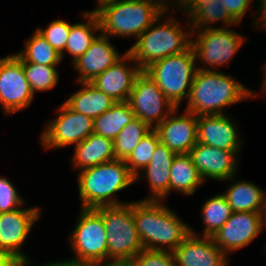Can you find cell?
<instances>
[{
    "label": "cell",
    "mask_w": 266,
    "mask_h": 266,
    "mask_svg": "<svg viewBox=\"0 0 266 266\" xmlns=\"http://www.w3.org/2000/svg\"><path fill=\"white\" fill-rule=\"evenodd\" d=\"M133 215L144 249L173 252L191 233V226L164 201H134Z\"/></svg>",
    "instance_id": "cell-1"
},
{
    "label": "cell",
    "mask_w": 266,
    "mask_h": 266,
    "mask_svg": "<svg viewBox=\"0 0 266 266\" xmlns=\"http://www.w3.org/2000/svg\"><path fill=\"white\" fill-rule=\"evenodd\" d=\"M257 96L258 93L251 91L231 75L216 70L198 69L184 110L196 116L222 115L226 114V107Z\"/></svg>",
    "instance_id": "cell-2"
},
{
    "label": "cell",
    "mask_w": 266,
    "mask_h": 266,
    "mask_svg": "<svg viewBox=\"0 0 266 266\" xmlns=\"http://www.w3.org/2000/svg\"><path fill=\"white\" fill-rule=\"evenodd\" d=\"M100 30L111 37L138 38L163 13L152 0H96Z\"/></svg>",
    "instance_id": "cell-3"
},
{
    "label": "cell",
    "mask_w": 266,
    "mask_h": 266,
    "mask_svg": "<svg viewBox=\"0 0 266 266\" xmlns=\"http://www.w3.org/2000/svg\"><path fill=\"white\" fill-rule=\"evenodd\" d=\"M81 208L122 205L116 193L136 183L124 160L116 159L84 169L77 173ZM125 202V203H124Z\"/></svg>",
    "instance_id": "cell-4"
},
{
    "label": "cell",
    "mask_w": 266,
    "mask_h": 266,
    "mask_svg": "<svg viewBox=\"0 0 266 266\" xmlns=\"http://www.w3.org/2000/svg\"><path fill=\"white\" fill-rule=\"evenodd\" d=\"M163 13L143 32L127 50L142 70L153 62L182 53L191 47L192 30L182 28L180 20ZM163 19V21H161ZM156 24V25H155ZM181 24V25H180Z\"/></svg>",
    "instance_id": "cell-5"
},
{
    "label": "cell",
    "mask_w": 266,
    "mask_h": 266,
    "mask_svg": "<svg viewBox=\"0 0 266 266\" xmlns=\"http://www.w3.org/2000/svg\"><path fill=\"white\" fill-rule=\"evenodd\" d=\"M196 56L192 47L153 62L144 71L155 81L167 99L176 108L185 97L188 100L191 85L198 70Z\"/></svg>",
    "instance_id": "cell-6"
},
{
    "label": "cell",
    "mask_w": 266,
    "mask_h": 266,
    "mask_svg": "<svg viewBox=\"0 0 266 266\" xmlns=\"http://www.w3.org/2000/svg\"><path fill=\"white\" fill-rule=\"evenodd\" d=\"M134 201L103 206L107 235V262L130 263L144 248L134 221Z\"/></svg>",
    "instance_id": "cell-7"
},
{
    "label": "cell",
    "mask_w": 266,
    "mask_h": 266,
    "mask_svg": "<svg viewBox=\"0 0 266 266\" xmlns=\"http://www.w3.org/2000/svg\"><path fill=\"white\" fill-rule=\"evenodd\" d=\"M74 230L69 235V243L75 256L67 259L79 263L107 262V235L103 222V206L83 209Z\"/></svg>",
    "instance_id": "cell-8"
},
{
    "label": "cell",
    "mask_w": 266,
    "mask_h": 266,
    "mask_svg": "<svg viewBox=\"0 0 266 266\" xmlns=\"http://www.w3.org/2000/svg\"><path fill=\"white\" fill-rule=\"evenodd\" d=\"M246 39L247 37L229 27L213 26L208 29L192 31L191 47L196 60L204 64V67L197 64V68L217 71V68L224 67L239 52Z\"/></svg>",
    "instance_id": "cell-9"
},
{
    "label": "cell",
    "mask_w": 266,
    "mask_h": 266,
    "mask_svg": "<svg viewBox=\"0 0 266 266\" xmlns=\"http://www.w3.org/2000/svg\"><path fill=\"white\" fill-rule=\"evenodd\" d=\"M94 120L69 108L64 102L40 135L43 148L57 149L79 144L93 133Z\"/></svg>",
    "instance_id": "cell-10"
},
{
    "label": "cell",
    "mask_w": 266,
    "mask_h": 266,
    "mask_svg": "<svg viewBox=\"0 0 266 266\" xmlns=\"http://www.w3.org/2000/svg\"><path fill=\"white\" fill-rule=\"evenodd\" d=\"M128 102L135 117L151 129H155L176 108L144 70L137 76Z\"/></svg>",
    "instance_id": "cell-11"
},
{
    "label": "cell",
    "mask_w": 266,
    "mask_h": 266,
    "mask_svg": "<svg viewBox=\"0 0 266 266\" xmlns=\"http://www.w3.org/2000/svg\"><path fill=\"white\" fill-rule=\"evenodd\" d=\"M34 93L23 71V62L15 55L0 58V105L5 115L28 108Z\"/></svg>",
    "instance_id": "cell-12"
},
{
    "label": "cell",
    "mask_w": 266,
    "mask_h": 266,
    "mask_svg": "<svg viewBox=\"0 0 266 266\" xmlns=\"http://www.w3.org/2000/svg\"><path fill=\"white\" fill-rule=\"evenodd\" d=\"M266 227V213L232 212L229 220L212 236L229 258L231 252L248 246Z\"/></svg>",
    "instance_id": "cell-13"
},
{
    "label": "cell",
    "mask_w": 266,
    "mask_h": 266,
    "mask_svg": "<svg viewBox=\"0 0 266 266\" xmlns=\"http://www.w3.org/2000/svg\"><path fill=\"white\" fill-rule=\"evenodd\" d=\"M22 207L14 211L0 213V249L12 253L25 266H31V259L22 251V246L42 213L38 206Z\"/></svg>",
    "instance_id": "cell-14"
},
{
    "label": "cell",
    "mask_w": 266,
    "mask_h": 266,
    "mask_svg": "<svg viewBox=\"0 0 266 266\" xmlns=\"http://www.w3.org/2000/svg\"><path fill=\"white\" fill-rule=\"evenodd\" d=\"M178 112L179 108H175L154 130L158 133L160 142L172 152L186 154L197 143L198 118L187 110L177 116Z\"/></svg>",
    "instance_id": "cell-15"
},
{
    "label": "cell",
    "mask_w": 266,
    "mask_h": 266,
    "mask_svg": "<svg viewBox=\"0 0 266 266\" xmlns=\"http://www.w3.org/2000/svg\"><path fill=\"white\" fill-rule=\"evenodd\" d=\"M189 154L204 182L207 178L224 182L238 173L239 158L233 151L197 142Z\"/></svg>",
    "instance_id": "cell-16"
},
{
    "label": "cell",
    "mask_w": 266,
    "mask_h": 266,
    "mask_svg": "<svg viewBox=\"0 0 266 266\" xmlns=\"http://www.w3.org/2000/svg\"><path fill=\"white\" fill-rule=\"evenodd\" d=\"M141 72L140 66L126 50L120 60L97 75L91 83L115 102L128 101L135 80Z\"/></svg>",
    "instance_id": "cell-17"
},
{
    "label": "cell",
    "mask_w": 266,
    "mask_h": 266,
    "mask_svg": "<svg viewBox=\"0 0 266 266\" xmlns=\"http://www.w3.org/2000/svg\"><path fill=\"white\" fill-rule=\"evenodd\" d=\"M228 114L197 116V142L223 150L240 152L242 137L239 125Z\"/></svg>",
    "instance_id": "cell-18"
},
{
    "label": "cell",
    "mask_w": 266,
    "mask_h": 266,
    "mask_svg": "<svg viewBox=\"0 0 266 266\" xmlns=\"http://www.w3.org/2000/svg\"><path fill=\"white\" fill-rule=\"evenodd\" d=\"M177 266H229V258L212 237L191 233L172 252Z\"/></svg>",
    "instance_id": "cell-19"
},
{
    "label": "cell",
    "mask_w": 266,
    "mask_h": 266,
    "mask_svg": "<svg viewBox=\"0 0 266 266\" xmlns=\"http://www.w3.org/2000/svg\"><path fill=\"white\" fill-rule=\"evenodd\" d=\"M110 37L99 32L88 50L72 63L78 73L77 83L91 82L97 75L114 65L123 55L109 41Z\"/></svg>",
    "instance_id": "cell-20"
},
{
    "label": "cell",
    "mask_w": 266,
    "mask_h": 266,
    "mask_svg": "<svg viewBox=\"0 0 266 266\" xmlns=\"http://www.w3.org/2000/svg\"><path fill=\"white\" fill-rule=\"evenodd\" d=\"M176 154L159 142L149 164L135 176V182L147 179L149 195L142 200L164 201L170 193V168ZM143 177V178H142Z\"/></svg>",
    "instance_id": "cell-21"
},
{
    "label": "cell",
    "mask_w": 266,
    "mask_h": 266,
    "mask_svg": "<svg viewBox=\"0 0 266 266\" xmlns=\"http://www.w3.org/2000/svg\"><path fill=\"white\" fill-rule=\"evenodd\" d=\"M71 162L73 167L84 169L116 160L114 141L92 133L85 140L74 146Z\"/></svg>",
    "instance_id": "cell-22"
},
{
    "label": "cell",
    "mask_w": 266,
    "mask_h": 266,
    "mask_svg": "<svg viewBox=\"0 0 266 266\" xmlns=\"http://www.w3.org/2000/svg\"><path fill=\"white\" fill-rule=\"evenodd\" d=\"M235 176L225 180L231 182V186L222 192L232 212L266 213V191L251 181H237Z\"/></svg>",
    "instance_id": "cell-23"
},
{
    "label": "cell",
    "mask_w": 266,
    "mask_h": 266,
    "mask_svg": "<svg viewBox=\"0 0 266 266\" xmlns=\"http://www.w3.org/2000/svg\"><path fill=\"white\" fill-rule=\"evenodd\" d=\"M186 19L192 31L212 28L216 22H222L223 28L238 26L239 23L222 6L221 0H194L185 10Z\"/></svg>",
    "instance_id": "cell-24"
},
{
    "label": "cell",
    "mask_w": 266,
    "mask_h": 266,
    "mask_svg": "<svg viewBox=\"0 0 266 266\" xmlns=\"http://www.w3.org/2000/svg\"><path fill=\"white\" fill-rule=\"evenodd\" d=\"M80 90L73 93L64 103L72 110L86 115L93 120L115 103L103 91L91 82H79Z\"/></svg>",
    "instance_id": "cell-25"
},
{
    "label": "cell",
    "mask_w": 266,
    "mask_h": 266,
    "mask_svg": "<svg viewBox=\"0 0 266 266\" xmlns=\"http://www.w3.org/2000/svg\"><path fill=\"white\" fill-rule=\"evenodd\" d=\"M82 15L85 21L71 25L65 50L61 53L63 59L64 53L68 52L71 55L72 63L88 50L97 36L95 33L101 32L98 16L93 9L82 12Z\"/></svg>",
    "instance_id": "cell-26"
},
{
    "label": "cell",
    "mask_w": 266,
    "mask_h": 266,
    "mask_svg": "<svg viewBox=\"0 0 266 266\" xmlns=\"http://www.w3.org/2000/svg\"><path fill=\"white\" fill-rule=\"evenodd\" d=\"M204 183L189 153L176 154L170 168V191L192 195Z\"/></svg>",
    "instance_id": "cell-27"
},
{
    "label": "cell",
    "mask_w": 266,
    "mask_h": 266,
    "mask_svg": "<svg viewBox=\"0 0 266 266\" xmlns=\"http://www.w3.org/2000/svg\"><path fill=\"white\" fill-rule=\"evenodd\" d=\"M135 118L128 101L115 102L112 107L94 119L93 133L112 141Z\"/></svg>",
    "instance_id": "cell-28"
},
{
    "label": "cell",
    "mask_w": 266,
    "mask_h": 266,
    "mask_svg": "<svg viewBox=\"0 0 266 266\" xmlns=\"http://www.w3.org/2000/svg\"><path fill=\"white\" fill-rule=\"evenodd\" d=\"M24 46L23 50L15 53L23 63L58 66L62 61L61 54L37 30L25 41Z\"/></svg>",
    "instance_id": "cell-29"
},
{
    "label": "cell",
    "mask_w": 266,
    "mask_h": 266,
    "mask_svg": "<svg viewBox=\"0 0 266 266\" xmlns=\"http://www.w3.org/2000/svg\"><path fill=\"white\" fill-rule=\"evenodd\" d=\"M231 206L226 197L220 193L207 199L201 208V219L205 225L201 236L212 237L229 220Z\"/></svg>",
    "instance_id": "cell-30"
},
{
    "label": "cell",
    "mask_w": 266,
    "mask_h": 266,
    "mask_svg": "<svg viewBox=\"0 0 266 266\" xmlns=\"http://www.w3.org/2000/svg\"><path fill=\"white\" fill-rule=\"evenodd\" d=\"M151 130L144 121L135 117L114 139L116 159L125 160Z\"/></svg>",
    "instance_id": "cell-31"
},
{
    "label": "cell",
    "mask_w": 266,
    "mask_h": 266,
    "mask_svg": "<svg viewBox=\"0 0 266 266\" xmlns=\"http://www.w3.org/2000/svg\"><path fill=\"white\" fill-rule=\"evenodd\" d=\"M23 71L34 95L35 92L52 90L59 81L57 66L23 63Z\"/></svg>",
    "instance_id": "cell-32"
},
{
    "label": "cell",
    "mask_w": 266,
    "mask_h": 266,
    "mask_svg": "<svg viewBox=\"0 0 266 266\" xmlns=\"http://www.w3.org/2000/svg\"><path fill=\"white\" fill-rule=\"evenodd\" d=\"M159 142L160 139L158 133L152 129L141 139L137 147L124 160L134 176L140 173L149 164Z\"/></svg>",
    "instance_id": "cell-33"
},
{
    "label": "cell",
    "mask_w": 266,
    "mask_h": 266,
    "mask_svg": "<svg viewBox=\"0 0 266 266\" xmlns=\"http://www.w3.org/2000/svg\"><path fill=\"white\" fill-rule=\"evenodd\" d=\"M71 25L64 20L57 19L51 21L46 28L39 27L36 30L61 54L65 50Z\"/></svg>",
    "instance_id": "cell-34"
},
{
    "label": "cell",
    "mask_w": 266,
    "mask_h": 266,
    "mask_svg": "<svg viewBox=\"0 0 266 266\" xmlns=\"http://www.w3.org/2000/svg\"><path fill=\"white\" fill-rule=\"evenodd\" d=\"M130 266H177L170 251L143 249L130 263Z\"/></svg>",
    "instance_id": "cell-35"
},
{
    "label": "cell",
    "mask_w": 266,
    "mask_h": 266,
    "mask_svg": "<svg viewBox=\"0 0 266 266\" xmlns=\"http://www.w3.org/2000/svg\"><path fill=\"white\" fill-rule=\"evenodd\" d=\"M23 198L18 194V190L13 183L0 176V213H6L24 206Z\"/></svg>",
    "instance_id": "cell-36"
},
{
    "label": "cell",
    "mask_w": 266,
    "mask_h": 266,
    "mask_svg": "<svg viewBox=\"0 0 266 266\" xmlns=\"http://www.w3.org/2000/svg\"><path fill=\"white\" fill-rule=\"evenodd\" d=\"M252 0H221L222 6L240 24L252 7ZM250 8V9H249Z\"/></svg>",
    "instance_id": "cell-37"
},
{
    "label": "cell",
    "mask_w": 266,
    "mask_h": 266,
    "mask_svg": "<svg viewBox=\"0 0 266 266\" xmlns=\"http://www.w3.org/2000/svg\"><path fill=\"white\" fill-rule=\"evenodd\" d=\"M0 266H25V265L9 251L0 249Z\"/></svg>",
    "instance_id": "cell-38"
},
{
    "label": "cell",
    "mask_w": 266,
    "mask_h": 266,
    "mask_svg": "<svg viewBox=\"0 0 266 266\" xmlns=\"http://www.w3.org/2000/svg\"><path fill=\"white\" fill-rule=\"evenodd\" d=\"M258 9V11L256 12L257 14V18L256 19H254V25H255V27H260L261 28V30L262 29H266V0H263L259 5H258V7H257ZM260 15V16H259ZM260 24L261 23V25L259 26V25H257V24Z\"/></svg>",
    "instance_id": "cell-39"
},
{
    "label": "cell",
    "mask_w": 266,
    "mask_h": 266,
    "mask_svg": "<svg viewBox=\"0 0 266 266\" xmlns=\"http://www.w3.org/2000/svg\"><path fill=\"white\" fill-rule=\"evenodd\" d=\"M152 1L156 2L165 11H169L171 9H173V10L177 9L179 11L180 10L182 11V0H152ZM170 4H172V5H170ZM173 6H175L174 8H176V9H174Z\"/></svg>",
    "instance_id": "cell-40"
},
{
    "label": "cell",
    "mask_w": 266,
    "mask_h": 266,
    "mask_svg": "<svg viewBox=\"0 0 266 266\" xmlns=\"http://www.w3.org/2000/svg\"><path fill=\"white\" fill-rule=\"evenodd\" d=\"M39 266V265H38ZM41 266H91V263H79L73 262L69 260H62V261H55V262H48L46 264H42Z\"/></svg>",
    "instance_id": "cell-41"
},
{
    "label": "cell",
    "mask_w": 266,
    "mask_h": 266,
    "mask_svg": "<svg viewBox=\"0 0 266 266\" xmlns=\"http://www.w3.org/2000/svg\"><path fill=\"white\" fill-rule=\"evenodd\" d=\"M91 266H130L129 263L125 262H96V263H91Z\"/></svg>",
    "instance_id": "cell-42"
},
{
    "label": "cell",
    "mask_w": 266,
    "mask_h": 266,
    "mask_svg": "<svg viewBox=\"0 0 266 266\" xmlns=\"http://www.w3.org/2000/svg\"><path fill=\"white\" fill-rule=\"evenodd\" d=\"M263 70L265 71L264 74H263L265 79H263V81H262L261 90H262V92H264L266 94V65L264 66Z\"/></svg>",
    "instance_id": "cell-43"
},
{
    "label": "cell",
    "mask_w": 266,
    "mask_h": 266,
    "mask_svg": "<svg viewBox=\"0 0 266 266\" xmlns=\"http://www.w3.org/2000/svg\"><path fill=\"white\" fill-rule=\"evenodd\" d=\"M194 0H182V12L193 2Z\"/></svg>",
    "instance_id": "cell-44"
}]
</instances>
